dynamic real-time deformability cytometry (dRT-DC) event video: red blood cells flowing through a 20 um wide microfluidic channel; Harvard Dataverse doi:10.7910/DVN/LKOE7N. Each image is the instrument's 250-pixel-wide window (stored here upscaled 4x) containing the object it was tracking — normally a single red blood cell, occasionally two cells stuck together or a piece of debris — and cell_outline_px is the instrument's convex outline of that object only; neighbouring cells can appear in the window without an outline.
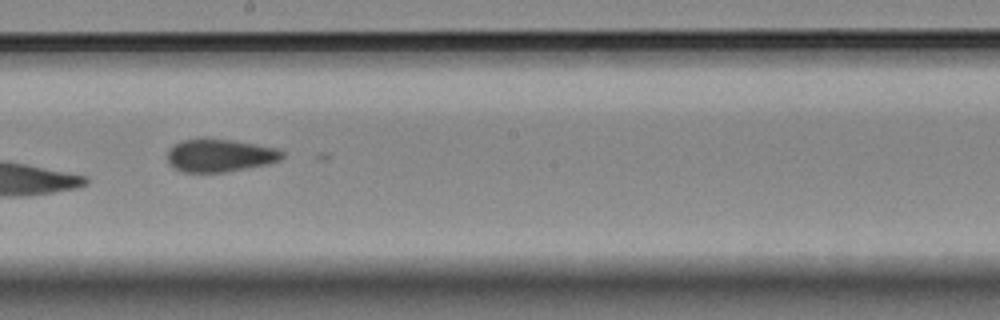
{"species": "Egyptian fruit bat (a non-hibernating species)", "species_latin": "Rousettus aegyptiacus", "temperature_condition": "room temperature", "stored_images_in_passage": 9, "camera_frame_rate_fps": 3000, "um_per_image_px": 0.085, "animal": {"sex": "female"}, "frame": {"image": 1, "passage_image": 7, "time_ms": 8.0, "image_size_px": [1000, 320], "cell_outline_px": [[284, 156], [280, 160], [268, 164], [224, 172], [184, 172], [168, 164], [168, 152], [180, 140], [200, 136], [204, 136], [232, 140], [256, 144], [276, 148], [284, 152]], "centroid_in_image_um": [18.68, 13.18], "position_along_channel_um": 229.5, "area_um2": 22.31}}
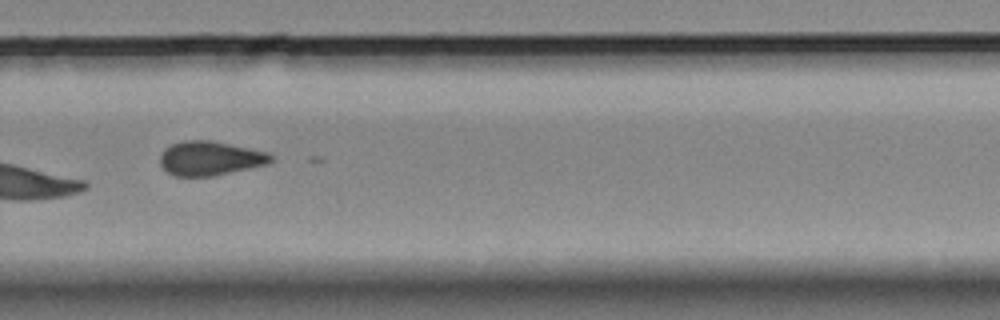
{"frame": {"image": 2, "passage_image": 9, "time_ms": 10.333, "image_size_px": [1000, 320], "cell_outline_px": [[276, 160], [268, 164], [212, 176], [176, 176], [168, 172], [160, 164], [160, 156], [164, 148], [172, 144], [184, 140], [212, 140], [268, 152]], "centroid_in_image_um": [17.87, 13.45], "position_along_channel_um": 311.9, "area_um2": 22.14}}